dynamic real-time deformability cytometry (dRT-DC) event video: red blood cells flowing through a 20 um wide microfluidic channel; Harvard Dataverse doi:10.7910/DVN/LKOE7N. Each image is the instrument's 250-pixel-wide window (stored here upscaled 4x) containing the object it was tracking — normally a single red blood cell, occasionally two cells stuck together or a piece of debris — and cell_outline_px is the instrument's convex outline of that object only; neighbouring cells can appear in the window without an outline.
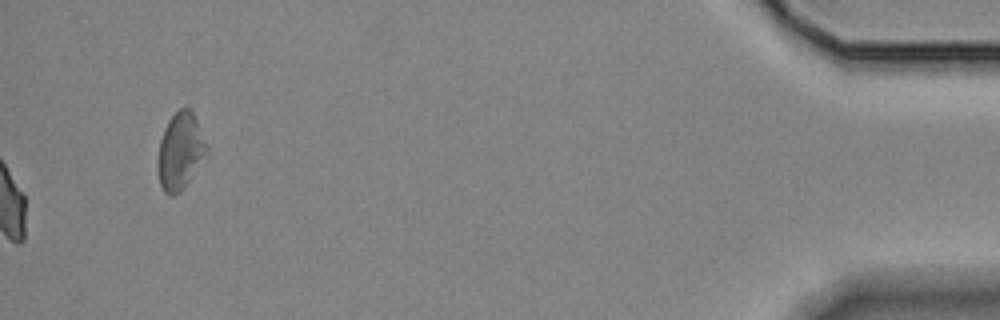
{"species": "Egyptian fruit bat (a non-hibernating species)", "species_latin": "Rousettus aegyptiacus", "temperature_condition": "room temperature", "stored_images_in_passage": 46, "camera_frame_rate_fps": 3000, "um_per_image_px": 0.085, "animal": {"sex": "female"}, "frame": {"image": 1, "passage_image": 46, "time_ms": 15.0, "image_size_px": [1000, 320], "cell_outline_px": [[208, 152], [180, 192], [172, 196], [168, 196], [164, 192], [160, 184], [156, 164], [156, 160], [160, 140], [164, 128], [168, 120], [180, 108], [188, 108], [192, 112], [196, 120], [208, 148]], "centroid_in_image_um": [15.28, 12.87], "position_along_channel_um": 419.9, "area_um2": 21.68}}